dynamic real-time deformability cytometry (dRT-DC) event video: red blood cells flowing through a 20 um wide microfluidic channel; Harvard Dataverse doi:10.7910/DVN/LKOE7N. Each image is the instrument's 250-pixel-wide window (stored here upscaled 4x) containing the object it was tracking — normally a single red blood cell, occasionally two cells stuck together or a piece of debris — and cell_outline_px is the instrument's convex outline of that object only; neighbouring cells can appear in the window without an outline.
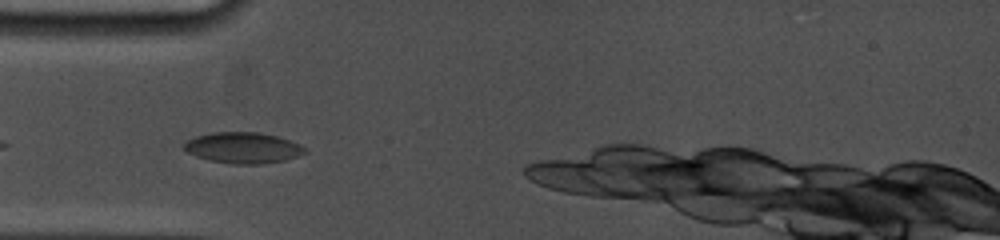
{"species": "common noctule bat (a hibernating species)", "species_latin": "Nyctalus noctula", "temperature_condition": "cold", "stored_images_in_passage": 52, "camera_frame_rate_fps": 5000, "um_per_image_px": 0.085, "animal": {"sex": "female", "body_mass_g": 19.0, "forearm_length_mm": 53.3}, "frame": {"image": 1, "passage_image": 5, "time_ms": 1.0, "image_size_px": [1000, 240], "cell_outline_px": [[308, 152], [284, 160], [260, 164], [236, 164], [208, 160], [196, 156], [188, 152], [184, 148], [184, 144], [188, 140], [196, 136], [212, 132], [260, 132], [276, 136], [300, 144]], "centroid_in_image_um": [20.65, 12.56], "position_along_channel_um": 64.3, "area_um2": 21.62}}
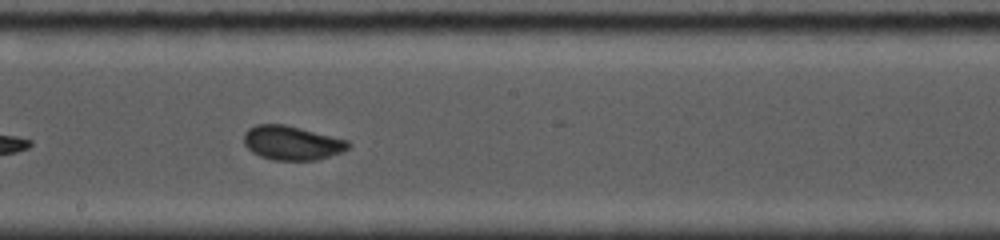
{"frame": {"image": 2, "passage_image": 22, "time_ms": 5.2, "image_size_px": [1000, 240], "cell_outline_px": [[352, 144], [348, 148], [340, 152], [316, 160], [272, 160], [260, 156], [252, 152], [244, 144], [244, 132], [248, 128], [256, 124], [284, 124], [348, 140]], "centroid_in_image_um": [24.78, 12.14], "position_along_channel_um": 223.4, "area_um2": 20.69}}
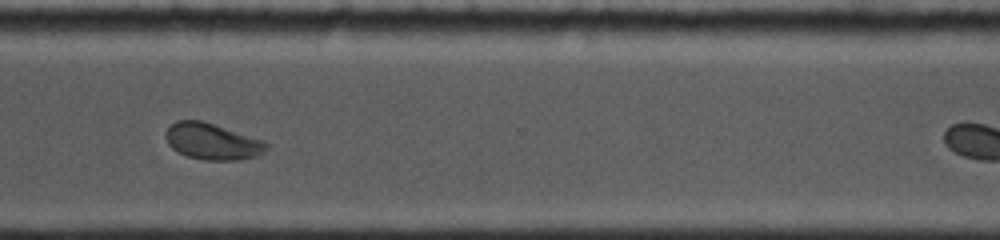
{"frame": {"image": 3, "passage_image": 39, "time_ms": 8.6, "image_size_px": [1000, 240], "cell_outline_px": [[268, 148], [264, 152], [256, 156], [240, 160], [204, 160], [188, 156], [172, 148], [168, 144], [164, 136], [164, 132], [176, 120], [200, 120], [264, 140], [268, 144]], "centroid_in_image_um": [18.04, 12.03], "position_along_channel_um": 352.6, "area_um2": 21.27}}